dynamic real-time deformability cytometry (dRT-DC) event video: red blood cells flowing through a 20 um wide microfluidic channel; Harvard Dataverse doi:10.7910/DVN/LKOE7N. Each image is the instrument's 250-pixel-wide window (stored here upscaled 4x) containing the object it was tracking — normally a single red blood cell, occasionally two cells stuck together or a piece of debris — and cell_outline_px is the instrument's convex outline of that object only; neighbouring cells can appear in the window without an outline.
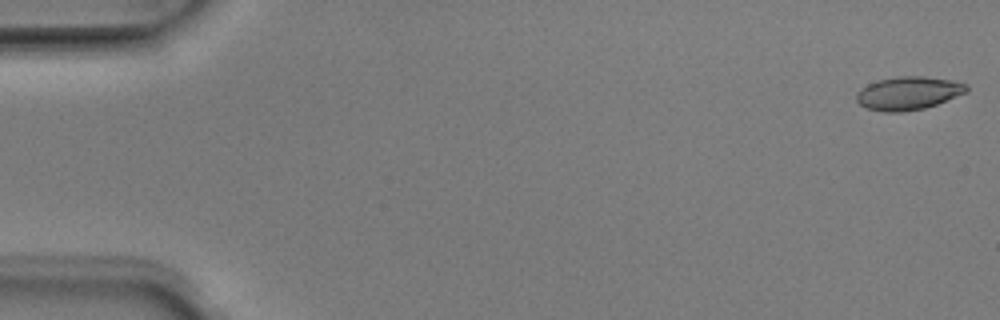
{"species": "Egyptian fruit bat (a non-hibernating species)", "species_latin": "Rousettus aegyptiacus", "temperature_condition": "room temperature", "stored_images_in_passage": 50, "camera_frame_rate_fps": 3000, "um_per_image_px": 0.085, "animal": {"sex": "male"}, "frame": {"image": 1, "passage_image": 1, "time_ms": 0.0, "image_size_px": [1000, 320], "cell_outline_px": [[968, 92], [936, 104], [924, 108], [904, 112], [884, 112], [868, 108], [860, 104], [856, 100], [856, 96], [868, 84], [880, 80], [900, 76], [924, 76], [952, 80], [968, 84]], "centroid_in_image_um": [77.26, 7.92], "position_along_channel_um": 7.7, "area_um2": 21.1}}
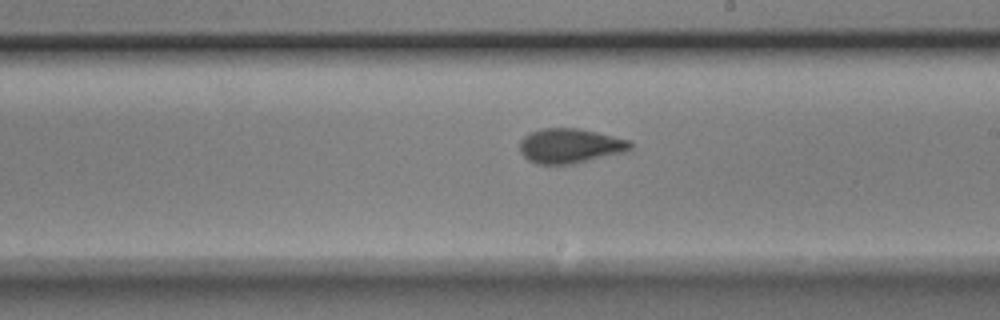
{"frame": {"image": 2, "passage_image": 29, "time_ms": 9.333, "image_size_px": [1000, 320], "cell_outline_px": [[632, 148], [624, 152], [572, 164], [536, 164], [528, 160], [520, 152], [520, 140], [528, 132], [544, 128], [580, 128], [632, 140]], "centroid_in_image_um": [48.45, 12.38], "position_along_channel_um": 240.5, "area_um2": 22.54}}
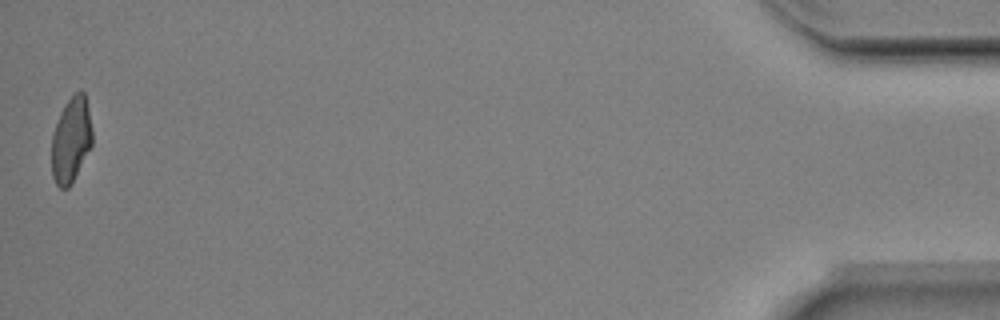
{"frame": {"image": 3, "passage_image": 50, "time_ms": 16.333, "image_size_px": [1000, 320], "cell_outline_px": [[92, 144], [68, 188], [60, 188], [56, 184], [52, 176], [52, 136], [60, 112], [64, 104], [76, 92], [84, 92], [88, 108], [92, 128]], "centroid_in_image_um": [6.03, 11.88], "position_along_channel_um": 429.2, "area_um2": 19.83}, "authors_computed_cell_mechanics": {"area_um2": 21.5016, "velocity_mm_per_s": 4.0335, "shape_relaxation_time_tau1_ms": 4.5314, "shape_relaxation_time_tau2_ms": 1.3472, "deformation_change_tau1": 0.1646, "deformation_change_tau2": 0.0682}}